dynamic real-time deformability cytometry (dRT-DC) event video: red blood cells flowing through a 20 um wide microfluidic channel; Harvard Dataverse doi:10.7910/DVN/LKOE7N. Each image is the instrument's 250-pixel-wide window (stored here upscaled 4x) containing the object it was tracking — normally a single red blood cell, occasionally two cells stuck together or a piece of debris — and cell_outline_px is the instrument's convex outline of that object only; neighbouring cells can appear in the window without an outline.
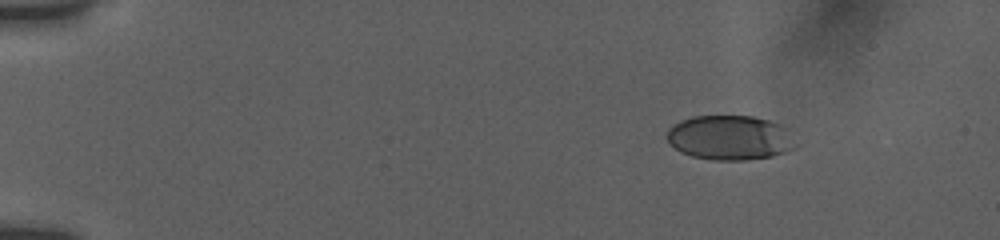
{"species": "human", "species_latin": "Homo sapiens", "temperature_condition": "room temperature", "stored_images_in_passage": 16, "camera_frame_rate_fps": 3000, "um_per_image_px": 0.085, "donor": {"sex": "female"}, "frame": {"image": 1, "passage_image": 3, "time_ms": 2.333, "image_size_px": [1000, 240], "cell_outline_px": [[792, 148], [784, 152], [772, 156], [744, 160], [716, 160], [692, 156], [680, 152], [664, 136], [668, 128], [672, 124], [680, 120], [692, 116], [752, 116], [768, 120], [792, 128]], "centroid_in_image_um": [62.01, 11.68], "position_along_channel_um": 23.0, "area_um2": 33.58}}
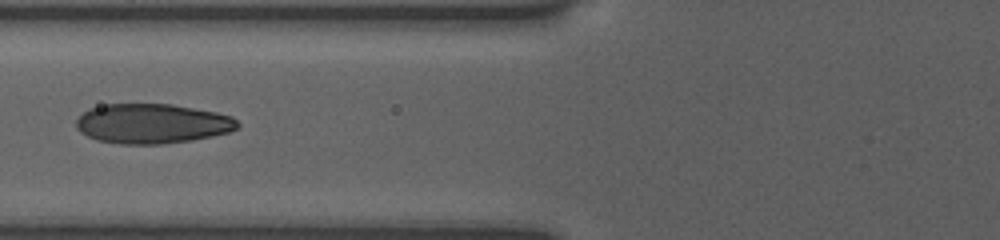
{"frame": {"image": 2, "passage_image": 12, "time_ms": 7.667, "image_size_px": [1000, 240], "cell_outline_px": [[240, 128], [228, 132], [212, 136], [192, 140], [160, 144], [120, 144], [96, 140], [80, 132], [76, 128], [76, 120], [88, 108], [104, 104], [172, 104], [216, 112], [232, 116], [240, 124]], "centroid_in_image_um": [12.93, 10.51], "position_along_channel_um": 112.9, "area_um2": 37.57}}
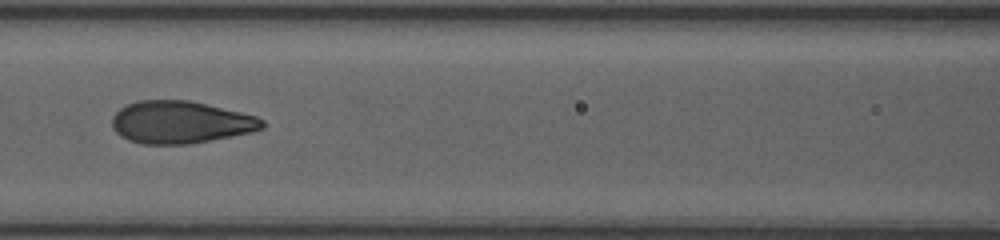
{"frame": {"image": 3, "passage_image": 14, "time_ms": 8.667, "image_size_px": [1000, 240], "cell_outline_px": [[264, 128], [252, 132], [188, 144], [144, 144], [128, 140], [116, 132], [112, 128], [112, 116], [120, 108], [128, 104], [140, 100], [188, 100], [240, 112], [256, 116], [264, 120]], "centroid_in_image_um": [15.33, 10.39], "position_along_channel_um": 151.3, "area_um2": 36.88}}